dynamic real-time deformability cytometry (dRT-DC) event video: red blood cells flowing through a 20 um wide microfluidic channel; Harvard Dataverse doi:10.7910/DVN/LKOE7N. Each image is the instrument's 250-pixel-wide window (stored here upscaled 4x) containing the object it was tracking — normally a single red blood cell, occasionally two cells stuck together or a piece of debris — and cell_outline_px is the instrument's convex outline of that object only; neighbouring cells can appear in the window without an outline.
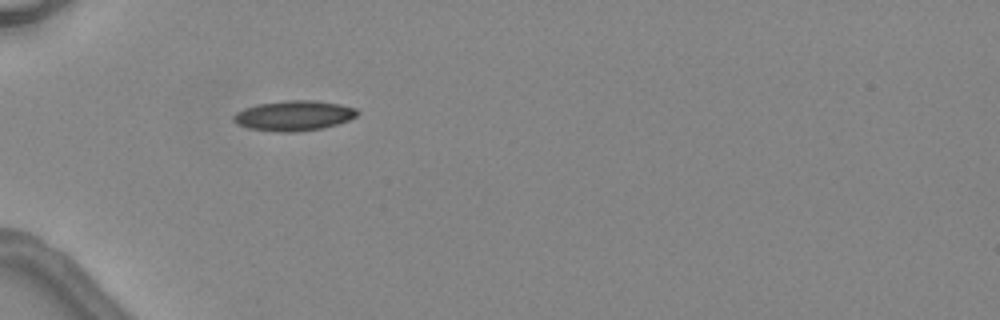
{"species": "common noctule bat (a hibernating species)", "species_latin": "Nyctalus noctula", "temperature_condition": "warm", "stored_images_in_passage": 6, "camera_frame_rate_fps": 3000, "um_per_image_px": 0.085, "animal": {"sex": "female", "body_mass_g": 24.6, "forearm_length_mm": 56.2}, "frame": {"image": 1, "passage_image": 5, "time_ms": 5.667, "image_size_px": [1000, 320], "cell_outline_px": [[360, 112], [356, 116], [348, 120], [324, 128], [296, 132], [276, 132], [248, 128], [236, 124], [232, 120], [232, 116], [236, 112], [244, 108], [260, 104], [284, 100], [312, 100], [340, 104], [356, 108]], "centroid_in_image_um": [24.96, 9.83], "position_along_channel_um": 60.0, "area_um2": 21.85}}